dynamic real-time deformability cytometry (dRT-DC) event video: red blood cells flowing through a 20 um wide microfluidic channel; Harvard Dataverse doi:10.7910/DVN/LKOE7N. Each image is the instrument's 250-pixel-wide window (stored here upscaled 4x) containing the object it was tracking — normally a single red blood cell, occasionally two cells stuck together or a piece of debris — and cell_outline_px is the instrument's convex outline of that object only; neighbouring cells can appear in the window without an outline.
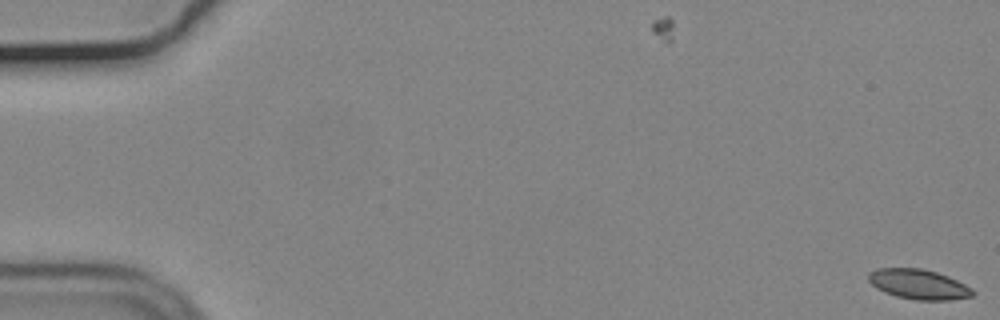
{"species": "common noctule bat (a hibernating species)", "species_latin": "Nyctalus noctula", "temperature_condition": "cold", "stored_images_in_passage": 5, "camera_frame_rate_fps": 3000, "um_per_image_px": 0.085, "animal": {"sex": "male", "body_mass_g": 19.2, "forearm_length_mm": 51.8}, "frame": {"image": 1, "passage_image": 1, "time_ms": 0.0, "image_size_px": [1000, 320], "cell_outline_px": [[976, 292], [972, 296], [948, 300], [916, 300], [896, 296], [884, 292], [876, 288], [868, 280], [868, 272], [876, 268], [920, 268], [936, 272], [948, 276], [972, 288]], "centroid_in_image_um": [78.06, 24.16], "position_along_channel_um": 6.9, "area_um2": 18.21}}